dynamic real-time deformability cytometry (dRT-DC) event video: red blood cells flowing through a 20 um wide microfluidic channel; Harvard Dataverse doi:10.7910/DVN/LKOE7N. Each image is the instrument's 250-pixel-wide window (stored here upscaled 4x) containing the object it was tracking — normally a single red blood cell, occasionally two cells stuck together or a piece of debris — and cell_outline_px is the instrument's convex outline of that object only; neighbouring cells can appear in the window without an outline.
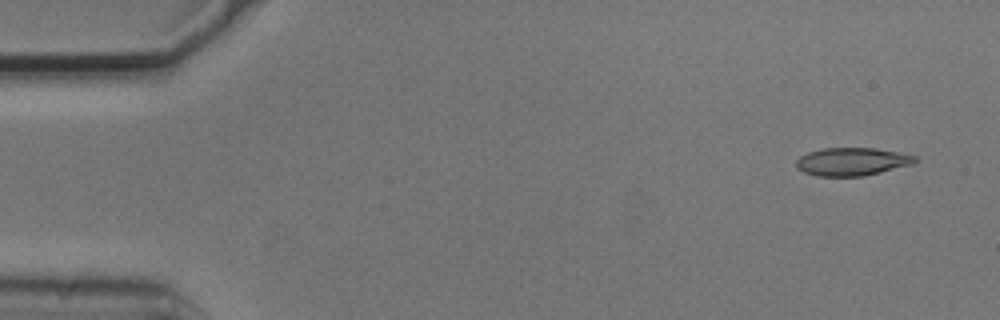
{"species": "common noctule bat (a hibernating species)", "species_latin": "Nyctalus noctula", "temperature_condition": "cold", "stored_images_in_passage": 5, "camera_frame_rate_fps": 3000, "um_per_image_px": 0.085, "animal": {"sex": "male", "body_mass_g": 20.5, "forearm_length_mm": 52.5}, "frame": {"image": 1, "passage_image": 1, "time_ms": 0.0, "image_size_px": [1000, 320], "cell_outline_px": [[916, 160], [912, 164], [864, 176], [816, 176], [804, 172], [796, 168], [796, 160], [800, 156], [808, 152], [820, 148], [876, 148], [916, 156]], "centroid_in_image_um": [72.36, 13.74], "position_along_channel_um": 12.6, "area_um2": 19.31}}
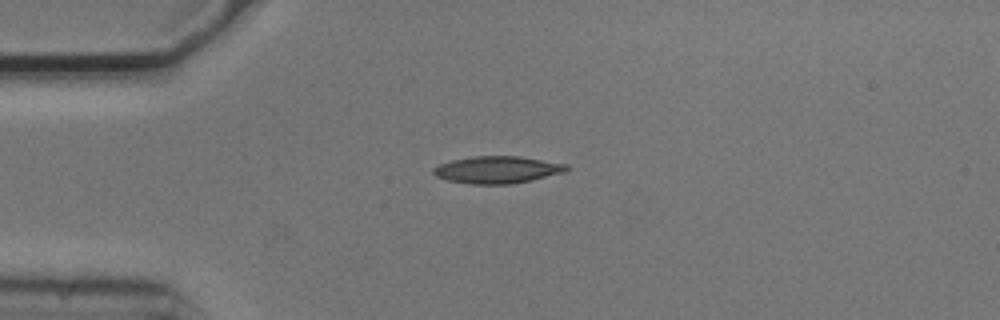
{"frame": {"image": 2, "passage_image": 4, "time_ms": 1.0, "image_size_px": [1000, 320], "cell_outline_px": [[568, 168], [564, 172], [532, 180], [512, 184], [472, 184], [448, 180], [436, 176], [432, 172], [432, 168], [440, 164], [452, 160], [476, 156], [520, 156], [568, 164]], "centroid_in_image_um": [42.27, 14.43], "position_along_channel_um": 42.7, "area_um2": 20.98}}